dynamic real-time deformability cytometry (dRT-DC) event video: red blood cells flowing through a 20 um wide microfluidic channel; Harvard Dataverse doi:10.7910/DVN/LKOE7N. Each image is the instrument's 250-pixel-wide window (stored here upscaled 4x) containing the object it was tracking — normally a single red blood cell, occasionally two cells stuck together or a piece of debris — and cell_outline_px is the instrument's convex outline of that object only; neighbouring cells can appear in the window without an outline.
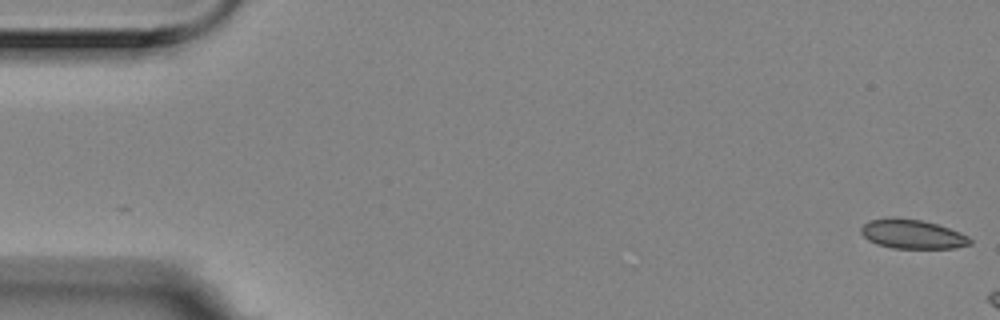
{"species": "Egyptian fruit bat (a non-hibernating species)", "species_latin": "Rousettus aegyptiacus", "temperature_condition": "room temperature", "stored_images_in_passage": 7, "camera_frame_rate_fps": 3000, "um_per_image_px": 0.085, "animal": {"sex": "female"}, "frame": {"image": 1, "passage_image": 1, "time_ms": 0.0, "image_size_px": [1000, 320], "cell_outline_px": [[972, 244], [956, 248], [892, 248], [876, 244], [868, 240], [860, 232], [860, 228], [868, 220], [896, 216], [920, 220], [936, 224], [960, 232], [968, 236], [972, 240]], "centroid_in_image_um": [77.53, 19.89], "position_along_channel_um": 7.5, "area_um2": 18.73}}